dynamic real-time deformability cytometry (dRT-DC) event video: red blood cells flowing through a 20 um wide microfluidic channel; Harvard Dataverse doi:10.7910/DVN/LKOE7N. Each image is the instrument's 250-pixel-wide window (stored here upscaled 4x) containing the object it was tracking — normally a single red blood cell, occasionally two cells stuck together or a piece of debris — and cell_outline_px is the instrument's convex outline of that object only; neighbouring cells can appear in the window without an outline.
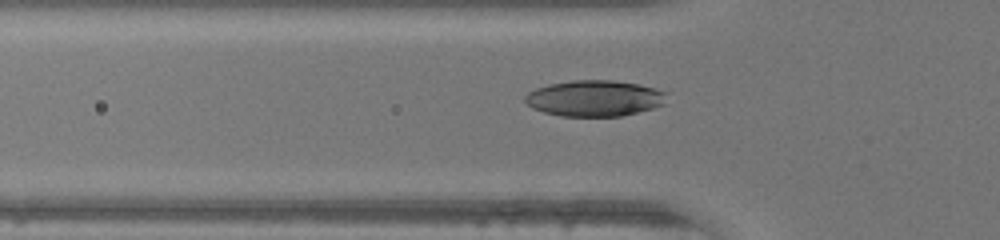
{"species": "human", "species_latin": "Homo sapiens", "temperature_condition": "warm", "stored_images_in_passage": 37, "camera_frame_rate_fps": 3000, "um_per_image_px": 0.085, "donor": {"sex": "female"}, "frame": {"image": 1, "passage_image": 12, "time_ms": 3.667, "image_size_px": [1000, 240], "cell_outline_px": [[664, 104], [652, 108], [620, 116], [560, 116], [544, 112], [532, 108], [524, 100], [524, 96], [528, 92], [536, 88], [548, 84], [572, 80], [612, 80], [640, 84], [664, 92]], "centroid_in_image_um": [50.47, 8.35], "position_along_channel_um": 75.3, "area_um2": 29.54}}
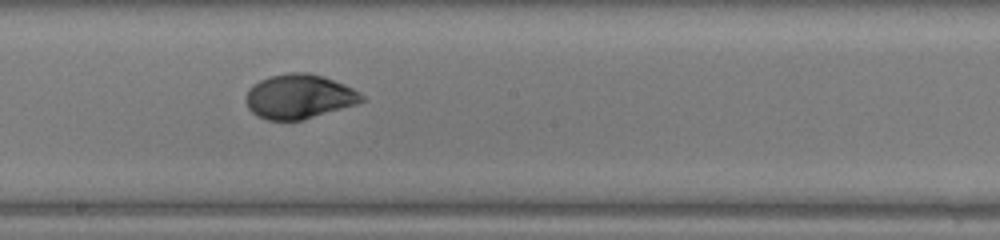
{"frame": {"image": 2, "passage_image": 22, "time_ms": 7.0, "image_size_px": [1000, 240], "cell_outline_px": [[368, 100], [356, 104], [300, 120], [268, 120], [252, 112], [248, 108], [244, 100], [244, 96], [248, 88], [252, 84], [268, 76], [288, 72], [308, 72], [324, 76], [344, 84], [352, 88], [364, 96]], "centroid_in_image_um": [25.39, 8.18], "position_along_channel_um": 222.8, "area_um2": 30.11}}
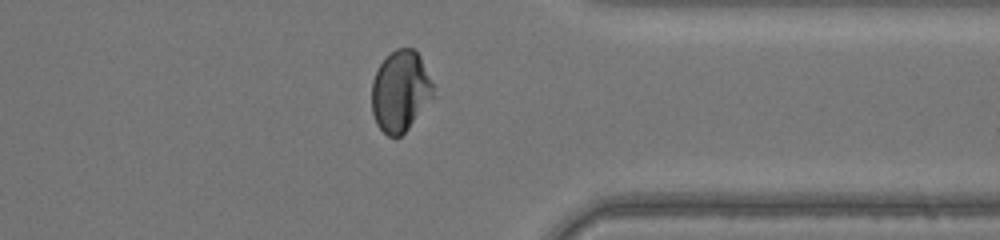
{"frame": {"image": 3, "passage_image": 33, "time_ms": 10.667, "image_size_px": [1000, 240], "cell_outline_px": [[436, 96], [408, 128], [400, 136], [388, 136], [376, 124], [372, 112], [372, 80], [380, 64], [396, 48], [416, 48], [420, 56], [432, 84]], "centroid_in_image_um": [34.05, 7.75], "position_along_channel_um": 377.4, "area_um2": 29.02}, "authors_computed_cell_mechanics": {"area_um2": 29.7092, "velocity_mm_per_s": 4.4211, "shape_relaxation_time_tau1_ms": 4.5488, "shape_relaxation_time_tau2_ms": 1.0672, "deformation_change_tau1": 0.198, "deformation_change_tau2": 0.0398}}